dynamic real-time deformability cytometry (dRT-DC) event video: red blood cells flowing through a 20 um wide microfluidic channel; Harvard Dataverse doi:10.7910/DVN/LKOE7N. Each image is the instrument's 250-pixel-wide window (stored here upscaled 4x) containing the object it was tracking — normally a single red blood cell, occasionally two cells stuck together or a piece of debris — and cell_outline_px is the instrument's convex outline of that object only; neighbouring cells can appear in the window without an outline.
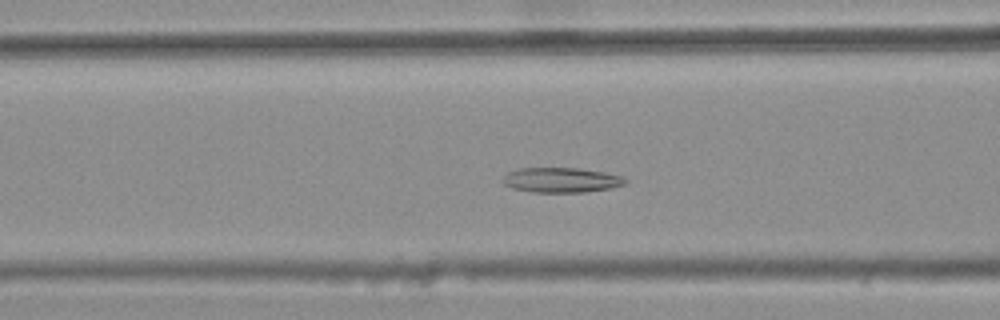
{"species": "common noctule bat (a hibernating species)", "species_latin": "Nyctalus noctula", "temperature_condition": "warm", "stored_images_in_passage": 31, "camera_frame_rate_fps": 3000, "um_per_image_px": 0.085, "animal": {"sex": "female", "body_mass_g": 25.1}, "frame": {"image": 1, "passage_image": 7, "time_ms": 2.0, "image_size_px": [1000, 320], "cell_outline_px": [[628, 180], [624, 184], [612, 188], [584, 192], [532, 192], [512, 188], [504, 184], [500, 180], [508, 172], [520, 168], [576, 168], [604, 172], [620, 176]], "centroid_in_image_um": [47.67, 15.3], "position_along_channel_um": 118.9, "area_um2": 17.74}}
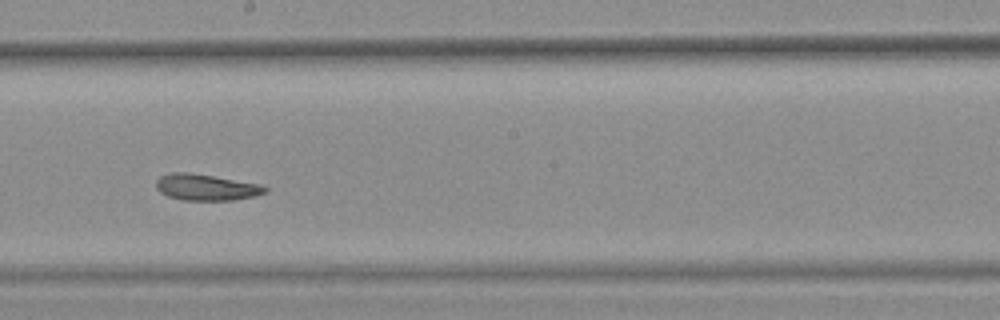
{"frame": {"image": 2, "passage_image": 16, "time_ms": 5.0, "image_size_px": [1000, 320], "cell_outline_px": [[268, 192], [256, 196], [236, 200], [184, 200], [168, 196], [160, 192], [156, 188], [156, 180], [160, 176], [172, 172], [188, 172], [264, 184], [268, 188]], "centroid_in_image_um": [17.58, 15.92], "position_along_channel_um": 230.6, "area_um2": 16.94}}
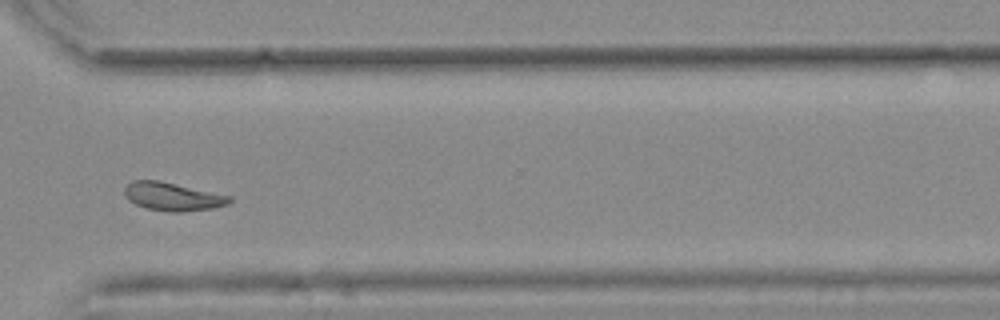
{"frame": {"image": 3, "passage_image": 26, "time_ms": 8.333, "image_size_px": [1000, 320], "cell_outline_px": [[232, 200], [228, 204], [212, 208], [180, 212], [168, 212], [148, 208], [136, 204], [128, 200], [124, 196], [124, 188], [132, 180], [160, 180], [232, 196]], "centroid_in_image_um": [14.66, 16.7], "position_along_channel_um": 355.9, "area_um2": 17.34}, "authors_computed_cell_mechanics": {"area_um2": 17.1088, "velocity_mm_per_s": 3.7384, "shape_relaxation_time_tau1_ms": null, "shape_relaxation_time_tau2_ms": 2.4638, "deformation_change_tau1": null, "deformation_change_tau2": 0.0814}}